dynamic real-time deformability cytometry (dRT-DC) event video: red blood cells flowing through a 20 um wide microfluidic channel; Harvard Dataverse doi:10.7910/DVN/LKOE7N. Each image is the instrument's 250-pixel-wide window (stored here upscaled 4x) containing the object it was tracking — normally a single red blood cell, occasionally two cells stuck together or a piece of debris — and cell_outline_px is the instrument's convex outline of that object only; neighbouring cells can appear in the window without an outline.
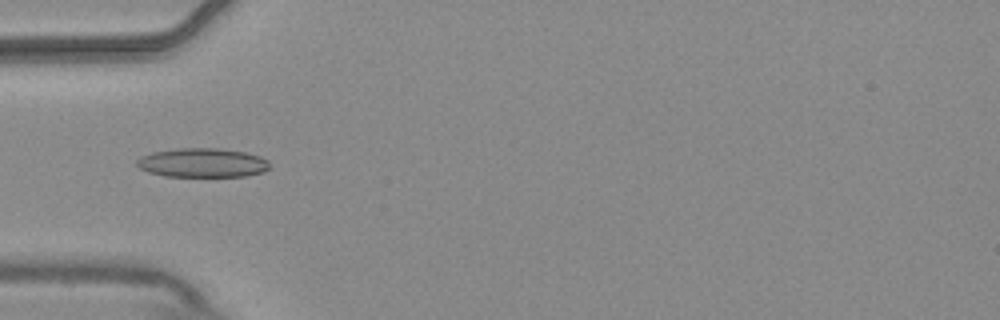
{"species": "common noctule bat (a hibernating species)", "species_latin": "Nyctalus noctula", "temperature_condition": "warm", "stored_images_in_passage": 8, "camera_frame_rate_fps": 3000, "um_per_image_px": 0.085, "animal": {"sex": "male", "body_mass_g": 20.4}, "frame": {"image": 1, "passage_image": 3, "time_ms": 0.667, "image_size_px": [1000, 320], "cell_outline_px": [[268, 168], [264, 172], [244, 176], [164, 176], [148, 172], [140, 168], [136, 164], [136, 160], [140, 156], [152, 152], [180, 148], [220, 148], [248, 152], [260, 156], [268, 160]], "centroid_in_image_um": [17.2, 13.82], "position_along_channel_um": 67.8, "area_um2": 22.66}}
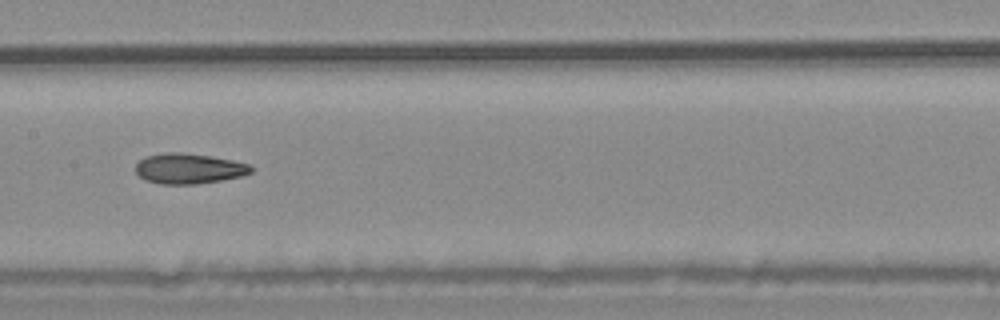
{"frame": {"image": 2, "passage_image": 6, "time_ms": 1.667, "image_size_px": [1000, 320], "cell_outline_px": [[252, 172], [244, 176], [196, 184], [160, 184], [144, 180], [136, 172], [136, 164], [144, 156], [164, 152], [180, 152], [212, 156], [232, 160], [248, 164], [252, 168]], "centroid_in_image_um": [16.03, 14.32], "position_along_channel_um": 191.4, "area_um2": 20.52}}
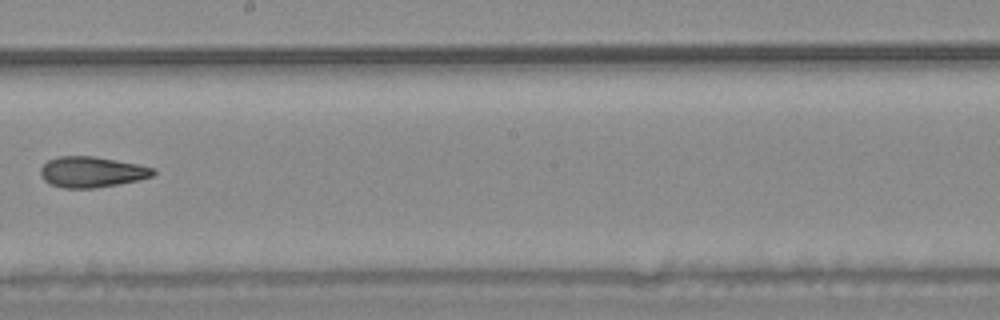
{"frame": {"image": 3, "passage_image": 7, "time_ms": 2.0, "image_size_px": [1000, 320], "cell_outline_px": [[156, 172], [152, 176], [140, 180], [96, 188], [64, 188], [52, 184], [44, 180], [40, 176], [40, 168], [48, 160], [60, 156], [92, 156], [116, 160], [156, 168]], "centroid_in_image_um": [7.81, 14.62], "position_along_channel_um": 240.4, "area_um2": 20.17}}